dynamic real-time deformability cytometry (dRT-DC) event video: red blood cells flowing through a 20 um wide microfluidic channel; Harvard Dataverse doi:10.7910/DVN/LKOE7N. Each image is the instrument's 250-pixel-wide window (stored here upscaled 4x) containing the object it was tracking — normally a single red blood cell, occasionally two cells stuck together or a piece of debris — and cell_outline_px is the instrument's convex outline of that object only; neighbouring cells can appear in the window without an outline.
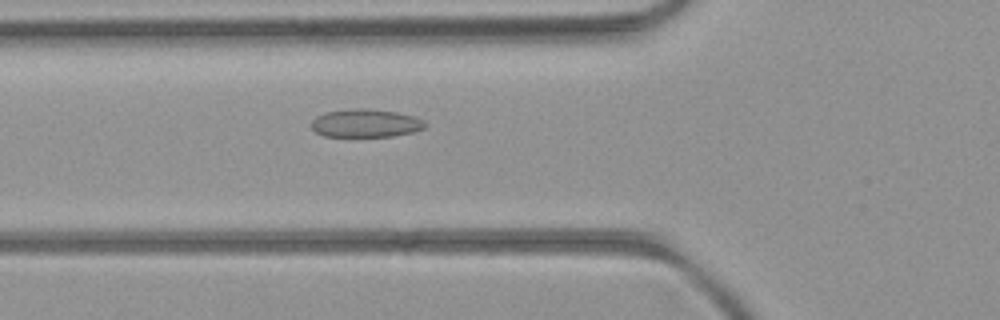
{"species": "common noctule bat (a hibernating species)", "species_latin": "Nyctalus noctula", "temperature_condition": "room temperature", "stored_images_in_passage": 50, "camera_frame_rate_fps": 3000, "um_per_image_px": 0.085, "animal": {"sex": "female", "body_mass_g": 21.9}, "frame": {"image": 1, "passage_image": 17, "time_ms": 5.333, "image_size_px": [1000, 320], "cell_outline_px": [[428, 124], [424, 128], [412, 132], [392, 136], [324, 136], [316, 132], [312, 128], [312, 120], [316, 116], [324, 112], [348, 108], [368, 108], [396, 112], [412, 116], [424, 120]], "centroid_in_image_um": [31.07, 10.45], "position_along_channel_um": 94.7, "area_um2": 18.73}}
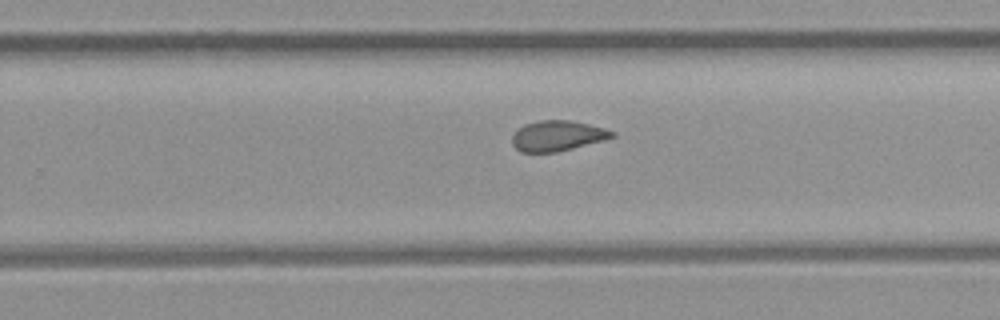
{"frame": {"image": 2, "passage_image": 31, "time_ms": 10.0, "image_size_px": [1000, 320], "cell_outline_px": [[616, 136], [604, 140], [556, 152], [520, 152], [512, 144], [512, 136], [524, 124], [540, 120], [568, 120], [588, 124], [604, 128], [616, 132]], "centroid_in_image_um": [47.39, 11.54], "position_along_channel_um": 282.4, "area_um2": 17.57}}
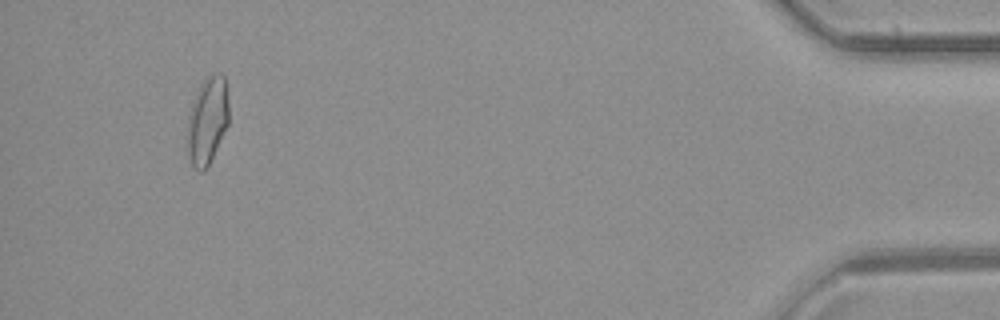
{"frame": {"image": 3, "passage_image": 47, "time_ms": 15.333, "image_size_px": [1000, 320], "cell_outline_px": [[228, 124], [208, 164], [200, 172], [192, 168], [188, 152], [188, 116], [192, 100], [200, 84], [212, 72], [220, 72], [224, 76], [228, 104]], "centroid_in_image_um": [17.61, 10.2], "position_along_channel_um": 417.6, "area_um2": 20.87}, "authors_computed_cell_mechanics": {"area_um2": 18.785, "velocity_mm_per_s": 4.0115, "shape_relaxation_time_tau1_ms": null, "shape_relaxation_time_tau2_ms": 3.3653, "deformation_change_tau1": null, "deformation_change_tau2": 0.0821}}